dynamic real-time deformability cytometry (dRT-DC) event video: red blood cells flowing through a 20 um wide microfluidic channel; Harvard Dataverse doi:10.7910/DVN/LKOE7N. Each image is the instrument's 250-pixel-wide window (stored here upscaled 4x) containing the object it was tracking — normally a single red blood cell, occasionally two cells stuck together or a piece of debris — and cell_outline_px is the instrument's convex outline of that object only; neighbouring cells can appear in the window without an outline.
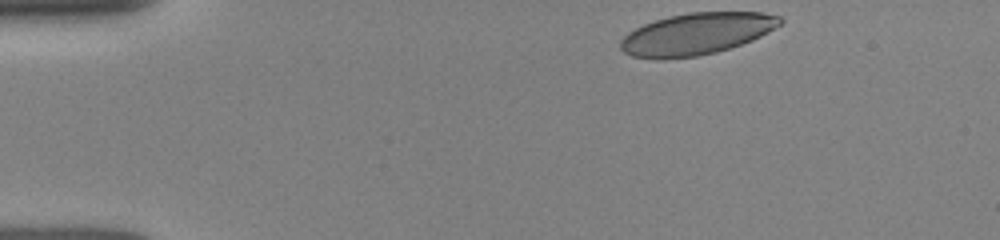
{"species": "human", "species_latin": "Homo sapiens", "temperature_condition": "room temperature", "stored_images_in_passage": 13, "camera_frame_rate_fps": 3000, "um_per_image_px": 0.085, "donor": {"sex": "female"}, "frame": {"image": 1, "passage_image": 1, "time_ms": 0.0, "image_size_px": [1000, 240], "cell_outline_px": [[784, 20], [780, 24], [760, 36], [752, 40], [716, 52], [696, 56], [660, 60], [656, 60], [632, 56], [624, 52], [620, 48], [620, 40], [628, 32], [644, 24], [668, 16], [688, 12], [760, 12], [780, 16]], "centroid_in_image_um": [59.16, 2.88], "position_along_channel_um": 25.8, "area_um2": 38.78}}
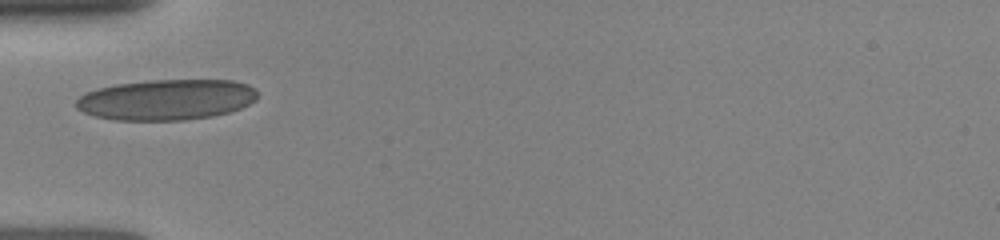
{"frame": {"image": 2, "passage_image": 8, "time_ms": 3.0, "image_size_px": [1000, 240], "cell_outline_px": [[256, 100], [240, 108], [228, 112], [212, 116], [184, 120], [116, 120], [96, 116], [84, 112], [76, 108], [76, 100], [80, 96], [96, 88], [116, 84], [148, 80], [232, 80], [248, 84], [256, 88]], "centroid_in_image_um": [14.15, 8.46], "position_along_channel_um": 70.8, "area_um2": 43.0}}
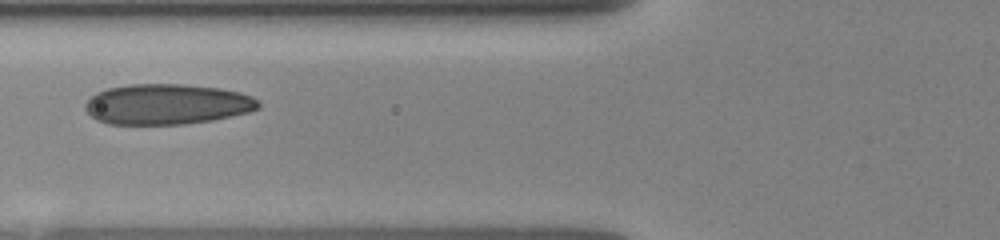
{"frame": {"image": 3, "passage_image": 11, "time_ms": 4.0, "image_size_px": [1000, 240], "cell_outline_px": [[260, 108], [248, 112], [212, 120], [184, 124], [108, 124], [96, 120], [84, 108], [84, 104], [96, 92], [108, 88], [132, 84], [184, 84], [220, 88], [240, 92], [252, 96], [260, 100]], "centroid_in_image_um": [14.2, 8.85], "position_along_channel_um": 111.6, "area_um2": 40.98}}